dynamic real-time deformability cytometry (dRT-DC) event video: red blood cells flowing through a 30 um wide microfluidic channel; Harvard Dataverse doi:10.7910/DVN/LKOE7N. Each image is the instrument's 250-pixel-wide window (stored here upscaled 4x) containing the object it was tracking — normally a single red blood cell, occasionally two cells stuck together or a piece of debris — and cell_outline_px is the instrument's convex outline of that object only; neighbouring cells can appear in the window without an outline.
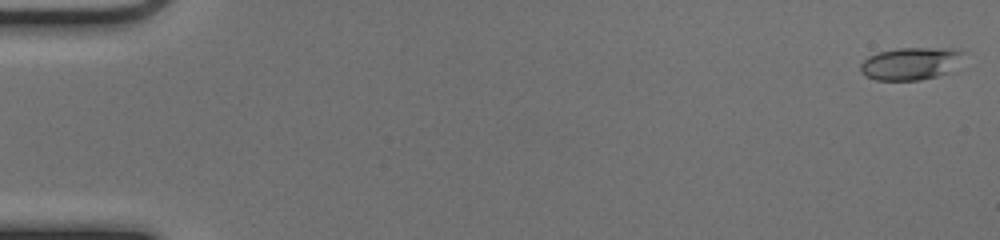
{"species": "common noctule bat (a hibernating species)", "species_latin": "Nyctalus noctula", "temperature_condition": "cold", "stored_images_in_passage": 52, "camera_frame_rate_fps": 3000, "um_per_image_px": 0.085, "animal": {"sex": "female", "body_mass_g": 17.0, "forearm_length_mm": 48.0}, "frame": {"image": 1, "passage_image": 1, "time_ms": 0.0, "image_size_px": [1000, 240], "cell_outline_px": [[960, 52], [948, 72], [936, 76], [920, 80], [876, 80], [860, 72], [860, 64], [868, 56], [880, 52], [900, 48], [948, 48]], "centroid_in_image_um": [77.25, 5.42], "position_along_channel_um": 7.7, "area_um2": 18.67}}
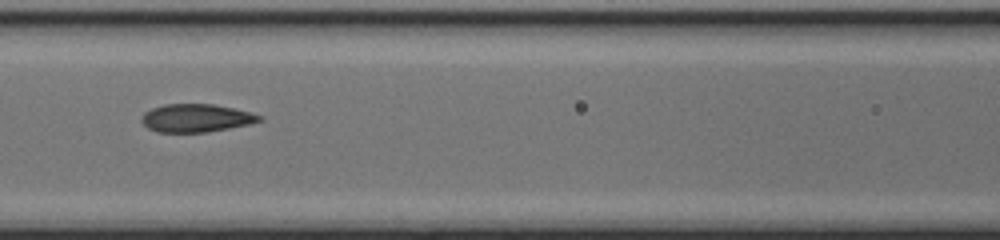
{"frame": {"image": 2, "passage_image": 24, "time_ms": 7.667, "image_size_px": [1000, 240], "cell_outline_px": [[264, 120], [248, 124], [208, 132], [156, 132], [148, 128], [140, 120], [140, 116], [144, 112], [152, 108], [164, 104], [212, 104], [252, 112], [264, 116]], "centroid_in_image_um": [16.67, 10.03], "position_along_channel_um": 149.9, "area_um2": 19.36}}
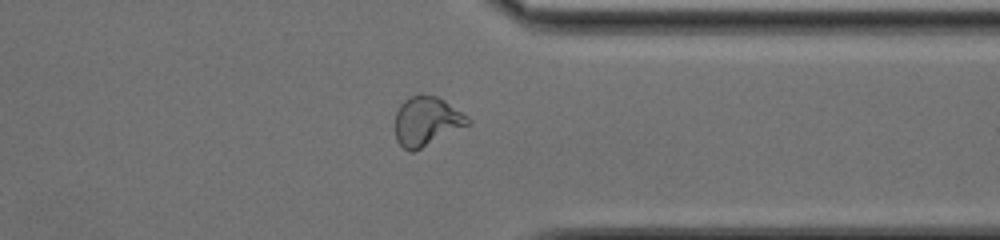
{"frame": {"image": 3, "passage_image": 41, "time_ms": 13.333, "image_size_px": [1000, 240], "cell_outline_px": [[472, 120], [468, 124], [412, 152], [408, 152], [396, 140], [396, 112], [400, 104], [408, 96], [420, 92], [436, 96], [444, 100], [468, 116]], "centroid_in_image_um": [36.23, 10.25], "position_along_channel_um": 375.2, "area_um2": 20.69}, "authors_computed_cell_mechanics": {"area_um2": 19.5075, "velocity_mm_per_s": 4.0316, "shape_relaxation_time_tau1_ms": null, "shape_relaxation_time_tau2_ms": 1.1774, "deformation_change_tau1": null, "deformation_change_tau2": 0.057}}